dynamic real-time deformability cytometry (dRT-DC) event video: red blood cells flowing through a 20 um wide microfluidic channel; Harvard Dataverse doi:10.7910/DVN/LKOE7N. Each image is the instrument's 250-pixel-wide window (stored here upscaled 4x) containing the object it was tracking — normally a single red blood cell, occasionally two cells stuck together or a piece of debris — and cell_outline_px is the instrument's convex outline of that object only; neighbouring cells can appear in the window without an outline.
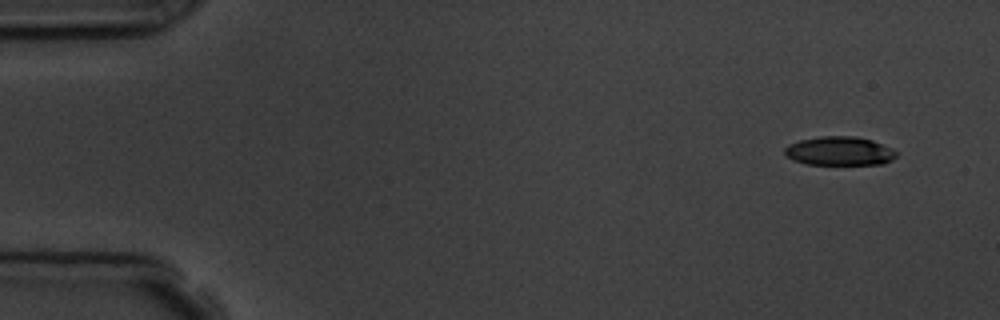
{"species": "common noctule bat (a hibernating species)", "species_latin": "Nyctalus noctula", "temperature_condition": "room temperature", "stored_images_in_passage": 6, "camera_frame_rate_fps": 3000, "um_per_image_px": 0.085, "animal": {"sex": "male", "body_mass_g": 19.5, "forearm_length_mm": 54.6}, "frame": {"image": 1, "passage_image": 1, "time_ms": 0.0, "image_size_px": [1000, 320], "cell_outline_px": [[896, 156], [892, 160], [884, 164], [804, 164], [792, 160], [784, 156], [784, 148], [788, 144], [800, 140], [820, 136], [856, 136], [872, 140], [892, 148], [896, 152]], "centroid_in_image_um": [71.32, 12.84], "position_along_channel_um": 13.7, "area_um2": 18.96}}
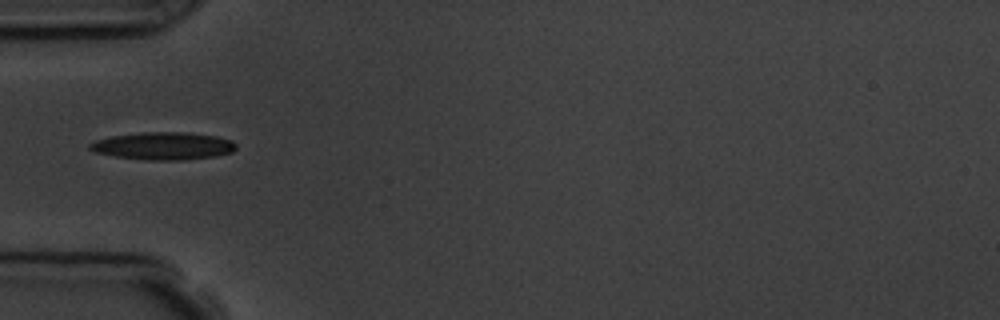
{"frame": {"image": 2, "passage_image": 5, "time_ms": 4.667, "image_size_px": [1000, 320], "cell_outline_px": [[236, 148], [232, 152], [216, 156], [184, 160], [144, 160], [116, 156], [96, 152], [88, 148], [88, 144], [96, 140], [112, 136], [140, 132], [184, 132], [216, 136], [232, 140], [236, 144]], "centroid_in_image_um": [13.89, 12.4], "position_along_channel_um": 71.1, "area_um2": 23.52}}